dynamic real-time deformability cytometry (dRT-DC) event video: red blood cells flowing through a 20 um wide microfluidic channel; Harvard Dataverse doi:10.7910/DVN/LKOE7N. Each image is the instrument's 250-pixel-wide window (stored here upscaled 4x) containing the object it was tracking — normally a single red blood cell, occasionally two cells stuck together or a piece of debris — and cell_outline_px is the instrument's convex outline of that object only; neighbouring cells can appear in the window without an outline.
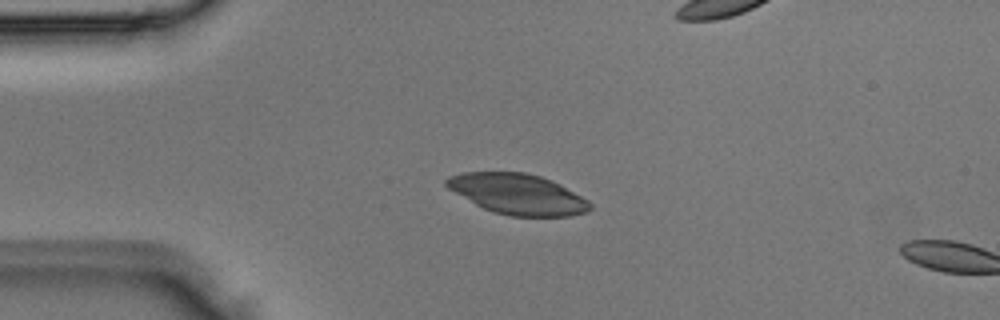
{"species": "Egyptian fruit bat (a non-hibernating species)", "species_latin": "Rousettus aegyptiacus", "temperature_condition": "room temperature", "stored_images_in_passage": 5, "camera_frame_rate_fps": 3000, "um_per_image_px": 0.085, "animal": {"sex": "male"}, "frame": {"image": 1, "passage_image": 4, "time_ms": 1.0, "image_size_px": [1000, 320], "cell_outline_px": [[592, 208], [588, 212], [568, 216], [512, 216], [492, 212], [476, 204], [448, 188], [444, 184], [444, 180], [448, 176], [460, 172], [524, 172], [540, 176], [560, 184], [588, 200], [592, 204]], "centroid_in_image_um": [44.0, 16.49], "position_along_channel_um": 41.0, "area_um2": 33.81}}